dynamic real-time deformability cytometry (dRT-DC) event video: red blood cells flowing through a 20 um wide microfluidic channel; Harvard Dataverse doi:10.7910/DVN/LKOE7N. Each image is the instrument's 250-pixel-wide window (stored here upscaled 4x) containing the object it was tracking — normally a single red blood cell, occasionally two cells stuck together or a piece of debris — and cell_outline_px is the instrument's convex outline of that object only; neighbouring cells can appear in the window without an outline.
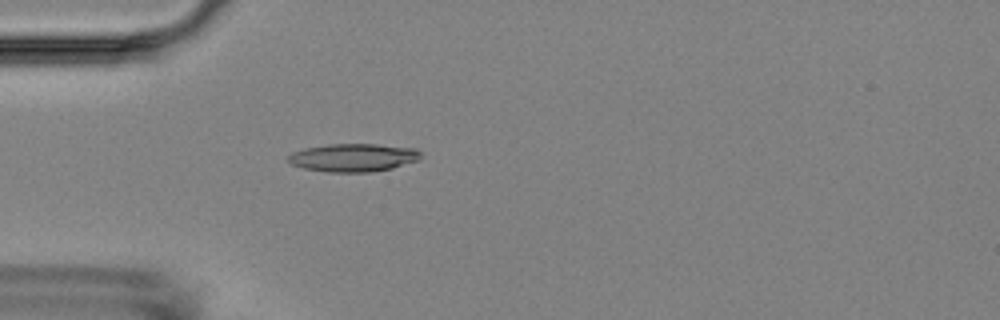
{"species": "Egyptian fruit bat (a non-hibernating species)", "species_latin": "Rousettus aegyptiacus", "temperature_condition": "room temperature", "stored_images_in_passage": 5, "camera_frame_rate_fps": 3000, "um_per_image_px": 0.085, "animal": {"sex": "female"}, "frame": {"image": 1, "passage_image": 5, "time_ms": 4.667, "image_size_px": [1000, 320], "cell_outline_px": [[420, 156], [416, 160], [392, 168], [372, 172], [328, 172], [304, 168], [292, 164], [288, 160], [288, 156], [292, 152], [304, 148], [328, 144], [376, 144], [416, 148], [420, 152]], "centroid_in_image_um": [30.01, 13.39], "position_along_channel_um": 55.0, "area_um2": 21.56}}